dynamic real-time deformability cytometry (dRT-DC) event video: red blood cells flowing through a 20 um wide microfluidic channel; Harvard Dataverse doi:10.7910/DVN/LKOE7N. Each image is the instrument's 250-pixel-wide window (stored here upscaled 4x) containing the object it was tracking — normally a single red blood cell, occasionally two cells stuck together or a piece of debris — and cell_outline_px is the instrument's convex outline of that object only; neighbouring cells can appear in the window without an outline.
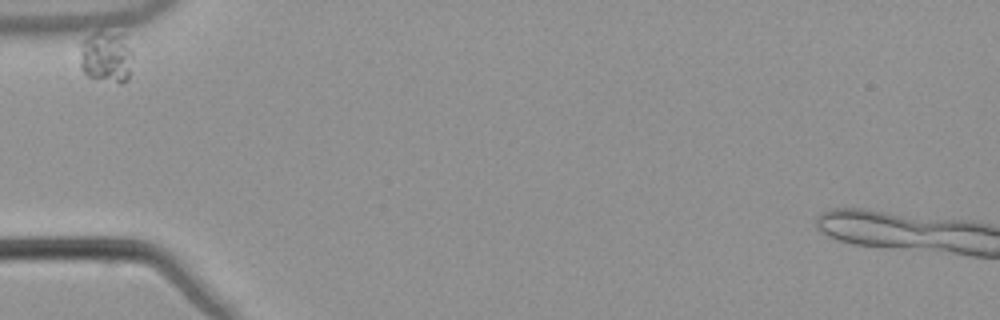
{"species": "common noctule bat (a hibernating species)", "species_latin": "Nyctalus noctula", "temperature_condition": "warm", "stored_images_in_passage": 33, "camera_frame_rate_fps": 3000, "um_per_image_px": 0.085, "animal": {"sex": "male", "body_mass_g": 21.5, "forearm_length_mm": 52.0}, "frame": {"image": 1, "passage_image": 1, "time_ms": 0.0, "image_size_px": [1000, 320], "cell_outline_px": [[132, 56], [128, 80], [120, 84], [88, 76], [80, 68], [80, 40], [96, 32], [100, 32], [124, 36], [132, 52]], "centroid_in_image_um": [9.0, 4.86], "position_along_channel_um": 76.0, "area_um2": 15.84}}
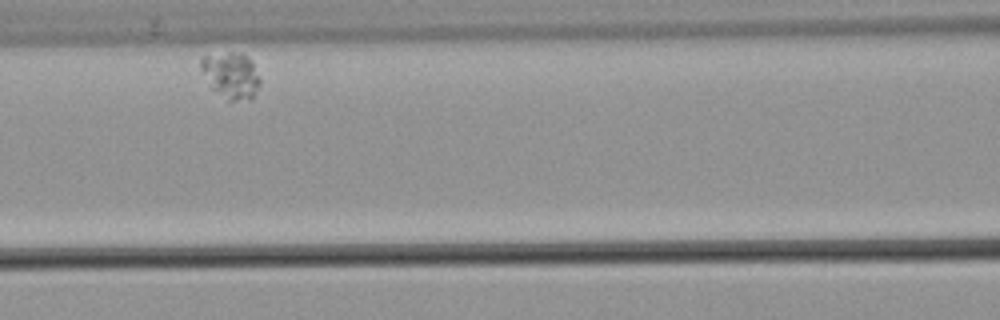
{"frame": {"image": 2, "passage_image": 9, "time_ms": 2.667, "image_size_px": [1000, 320], "cell_outline_px": [[260, 84], [252, 96], [236, 100], [228, 100], [212, 88], [200, 72], [200, 60], [204, 56], [228, 52], [244, 52], [252, 64], [260, 80]], "centroid_in_image_um": [19.58, 6.36], "position_along_channel_um": 147.0, "area_um2": 15.55}}
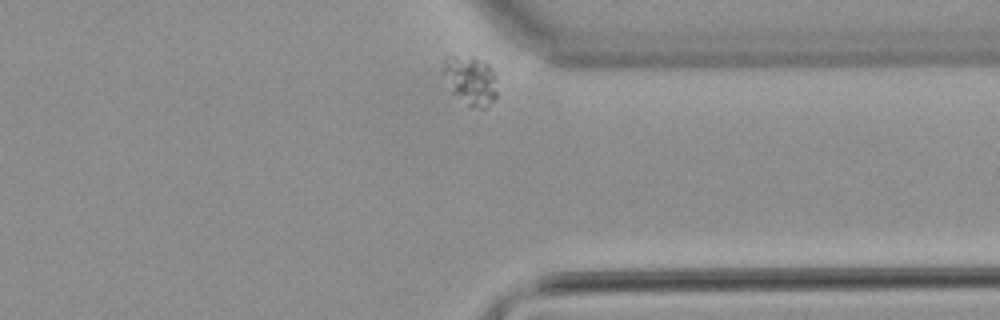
{"frame": {"image": 3, "passage_image": 32, "time_ms": 10.333, "image_size_px": [1000, 320], "cell_outline_px": [[496, 100], [488, 108], [480, 108], [468, 104], [452, 92], [440, 72], [444, 56], [472, 56], [488, 64], [492, 72], [496, 92]], "centroid_in_image_um": [39.93, 6.81], "position_along_channel_um": 371.5, "area_um2": 15.43}}